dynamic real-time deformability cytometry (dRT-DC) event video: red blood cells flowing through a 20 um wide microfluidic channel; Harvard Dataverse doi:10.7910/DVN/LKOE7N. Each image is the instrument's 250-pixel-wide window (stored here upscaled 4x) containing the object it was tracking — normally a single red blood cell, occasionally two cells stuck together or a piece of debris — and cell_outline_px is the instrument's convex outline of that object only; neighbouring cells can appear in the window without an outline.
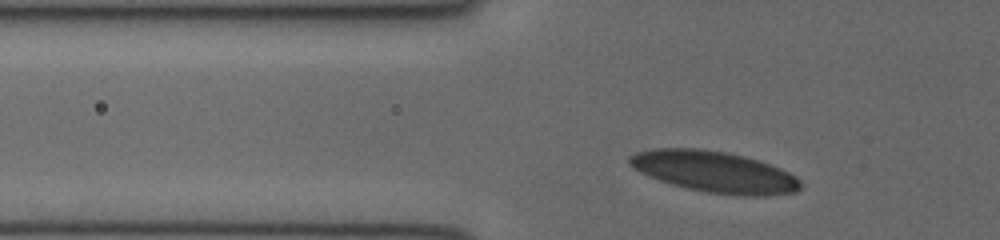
{"species": "human", "species_latin": "Homo sapiens", "temperature_condition": "cold", "stored_images_in_passage": 21, "camera_frame_rate_fps": 3000, "um_per_image_px": 0.085, "donor": {"sex": "female"}, "frame": {"image": 1, "passage_image": 3, "time_ms": 0.667, "image_size_px": [1000, 240], "cell_outline_px": [[800, 188], [796, 192], [760, 196], [740, 196], [708, 192], [688, 188], [672, 184], [660, 180], [640, 172], [632, 168], [628, 164], [628, 156], [636, 152], [652, 148], [700, 148], [728, 152], [744, 156], [780, 168], [796, 176], [800, 180]], "centroid_in_image_um": [60.69, 14.59], "position_along_channel_um": 65.1, "area_um2": 41.04}}
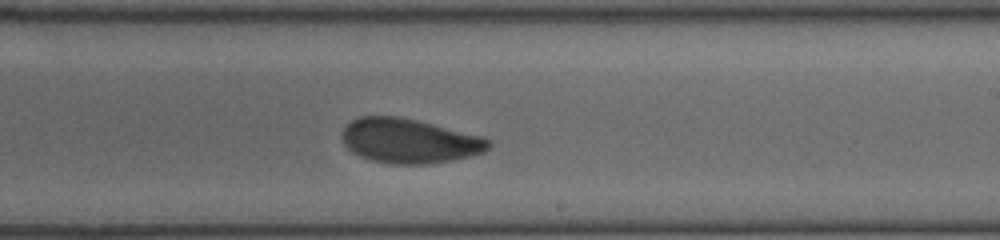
{"frame": {"image": 2, "passage_image": 13, "time_ms": 4.0, "image_size_px": [1000, 240], "cell_outline_px": [[492, 144], [484, 152], [452, 160], [432, 164], [388, 164], [372, 160], [360, 156], [352, 152], [344, 144], [340, 136], [344, 128], [352, 120], [360, 116], [396, 116], [416, 120], [484, 136], [492, 140]], "centroid_in_image_um": [34.8, 11.98], "position_along_channel_um": 254.2, "area_um2": 38.21}}
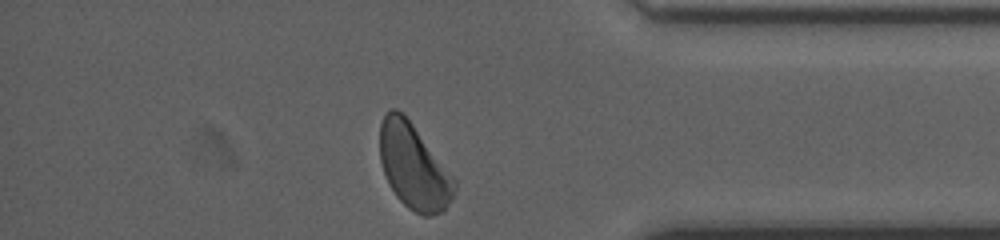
{"frame": {"image": 3, "passage_image": 21, "time_ms": 6.667, "image_size_px": [1000, 240], "cell_outline_px": [[456, 192], [452, 200], [440, 212], [428, 216], [424, 216], [408, 208], [396, 196], [388, 184], [380, 160], [380, 124], [384, 116], [392, 108], [396, 108], [412, 124], [456, 180]], "centroid_in_image_um": [35.16, 14.19], "position_along_channel_um": 400.0, "area_um2": 36.47}}